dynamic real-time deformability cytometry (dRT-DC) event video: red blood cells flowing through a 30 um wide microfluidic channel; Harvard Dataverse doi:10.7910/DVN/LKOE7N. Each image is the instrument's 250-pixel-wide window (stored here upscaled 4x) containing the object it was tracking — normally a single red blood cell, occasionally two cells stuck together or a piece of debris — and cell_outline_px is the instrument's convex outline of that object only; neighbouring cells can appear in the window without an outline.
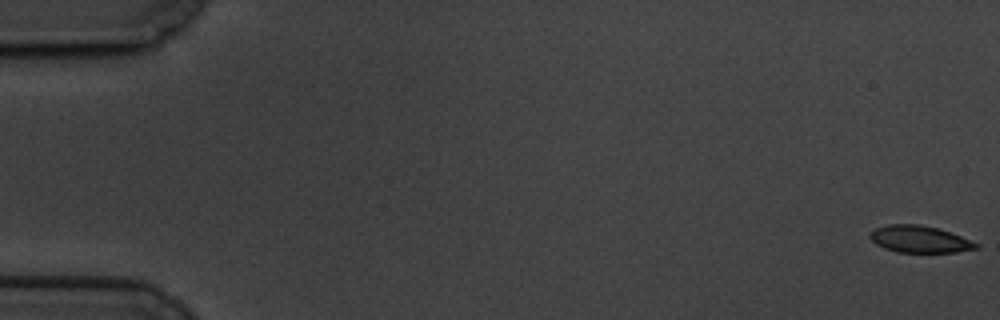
{"species": "common noctule bat (a hibernating species)", "species_latin": "Nyctalus noctula", "temperature_condition": "cold", "stored_images_in_passage": 61, "camera_frame_rate_fps": 3000, "um_per_image_px": 0.085, "animal": {"sex": "male", "body_mass_g": 19.5, "forearm_length_mm": 54.6}, "frame": {"image": 1, "passage_image": 1, "time_ms": 0.0, "image_size_px": [1000, 320], "cell_outline_px": [[980, 248], [956, 252], [896, 252], [884, 248], [876, 244], [868, 236], [876, 228], [888, 224], [920, 224], [936, 228], [960, 236], [980, 244]], "centroid_in_image_um": [78.17, 20.34], "position_along_channel_um": 6.8, "area_um2": 16.53}}
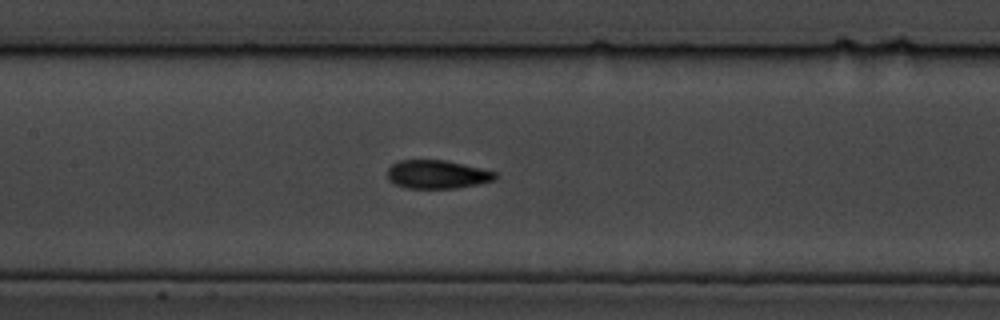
{"frame": {"image": 2, "passage_image": 29, "time_ms": 9.333, "image_size_px": [1000, 320], "cell_outline_px": [[496, 180], [456, 188], [408, 188], [396, 184], [388, 180], [388, 168], [392, 164], [400, 160], [444, 160], [480, 168], [496, 172]], "centroid_in_image_um": [37.14, 14.82], "position_along_channel_um": 170.3, "area_um2": 17.69}}
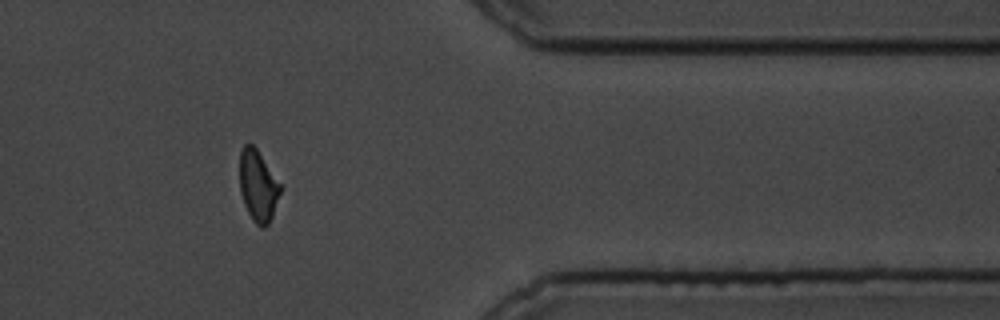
{"frame": {"image": 3, "passage_image": 50, "time_ms": 16.333, "image_size_px": [1000, 320], "cell_outline_px": [[284, 188], [272, 216], [268, 224], [264, 228], [260, 228], [252, 220], [244, 204], [240, 192], [240, 152], [244, 144], [252, 144], [256, 148], [284, 184]], "centroid_in_image_um": [21.99, 15.8], "position_along_channel_um": 389.4, "area_um2": 17.51}, "authors_computed_cell_mechanics": {"area_um2": 17.8024, "velocity_mm_per_s": 3.3775, "shape_relaxation_time_tau1_ms": 4.0978, "shape_relaxation_time_tau2_ms": 0.8925, "deformation_change_tau1": 0.1385, "deformation_change_tau2": 0.053}}